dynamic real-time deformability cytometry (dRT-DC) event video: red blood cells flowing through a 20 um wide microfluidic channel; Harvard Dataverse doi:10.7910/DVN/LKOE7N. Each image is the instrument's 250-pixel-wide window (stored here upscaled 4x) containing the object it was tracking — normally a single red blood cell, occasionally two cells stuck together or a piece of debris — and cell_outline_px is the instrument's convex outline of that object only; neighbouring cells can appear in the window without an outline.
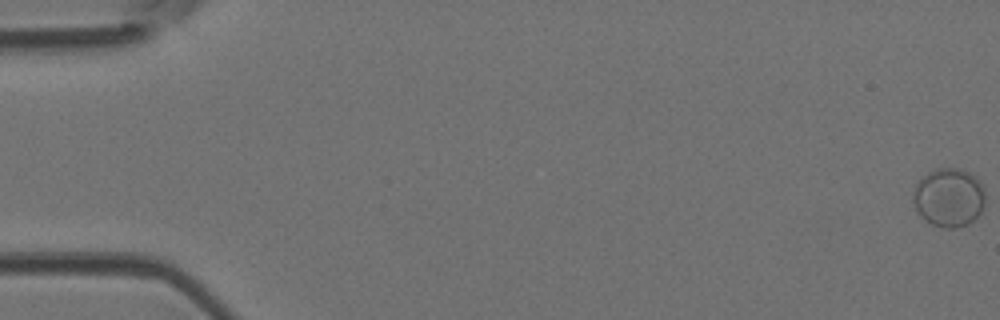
{"species": "Egyptian fruit bat (a non-hibernating species)", "species_latin": "Rousettus aegyptiacus", "temperature_condition": "room temperature", "stored_images_in_passage": 7, "camera_frame_rate_fps": 3000, "um_per_image_px": 0.085, "animal": {"sex": "female"}, "frame": {"image": 1, "passage_image": 1, "time_ms": 0.0, "image_size_px": [1000, 320], "cell_outline_px": [[984, 204], [980, 212], [968, 224], [952, 228], [944, 228], [932, 224], [924, 220], [916, 212], [912, 200], [912, 192], [916, 180], [928, 172], [936, 168], [960, 168], [976, 176], [980, 180], [984, 188]], "centroid_in_image_um": [80.61, 16.76], "position_along_channel_um": 4.4, "area_um2": 25.14}}
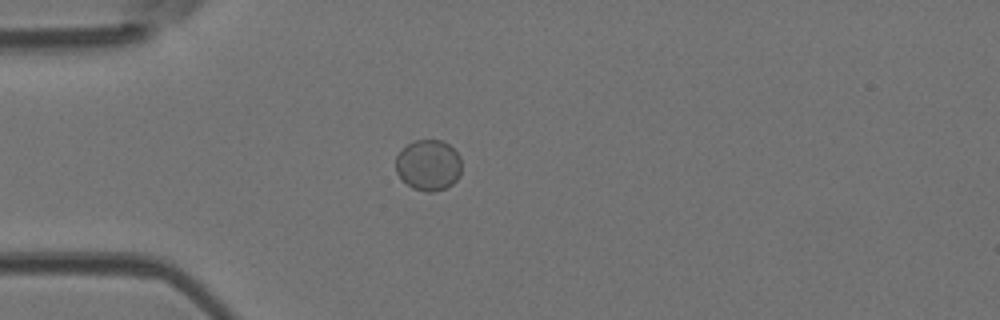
{"frame": {"image": 2, "passage_image": 5, "time_ms": 1.333, "image_size_px": [1000, 320], "cell_outline_px": [[460, 176], [452, 184], [444, 188], [432, 192], [424, 192], [412, 188], [396, 172], [396, 156], [408, 144], [416, 140], [440, 140], [448, 144], [460, 156]], "centroid_in_image_um": [36.42, 14.04], "position_along_channel_um": 48.6, "area_um2": 19.31}}
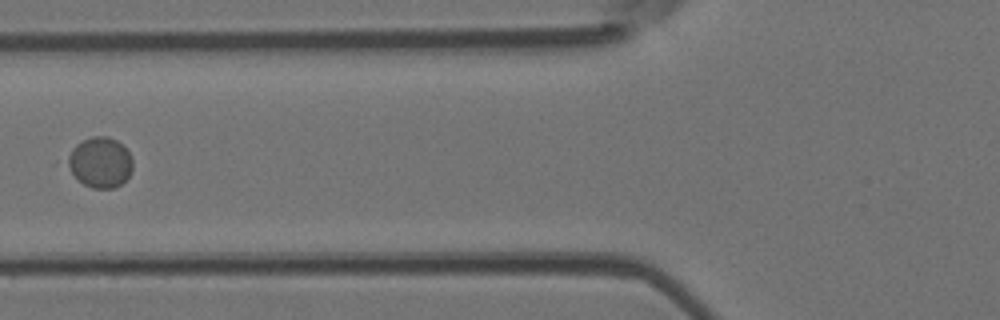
{"frame": {"image": 3, "passage_image": 7, "time_ms": 2.0, "image_size_px": [1000, 320], "cell_outline_px": [[132, 172], [120, 184], [112, 188], [92, 188], [84, 184], [56, 160], [76, 144], [92, 136], [108, 136], [116, 140], [128, 152], [132, 160]], "centroid_in_image_um": [8.35, 13.79], "position_along_channel_um": 117.4, "area_um2": 19.88}}